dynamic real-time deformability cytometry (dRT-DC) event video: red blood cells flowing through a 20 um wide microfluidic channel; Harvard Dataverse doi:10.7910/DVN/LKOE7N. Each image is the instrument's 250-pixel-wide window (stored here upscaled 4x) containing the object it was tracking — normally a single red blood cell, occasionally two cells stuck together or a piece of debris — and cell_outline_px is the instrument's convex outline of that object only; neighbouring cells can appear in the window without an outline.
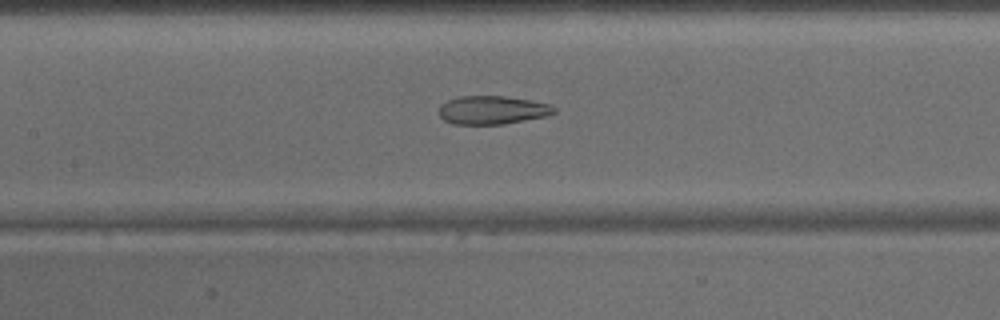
{"species": "common noctule bat (a hibernating species)", "species_latin": "Nyctalus noctula", "temperature_condition": "warm", "stored_images_in_passage": 38, "camera_frame_rate_fps": 3000, "um_per_image_px": 0.085, "animal": {"sex": "male", "body_mass_g": 15.6}, "frame": {"image": 1, "passage_image": 13, "time_ms": 4.0, "image_size_px": [1000, 320], "cell_outline_px": [[556, 112], [544, 116], [504, 124], [452, 124], [444, 120], [440, 116], [440, 104], [448, 100], [460, 96], [504, 96], [528, 100], [548, 104], [556, 108]], "centroid_in_image_um": [41.81, 9.35], "position_along_channel_um": 165.6, "area_um2": 18.84}}
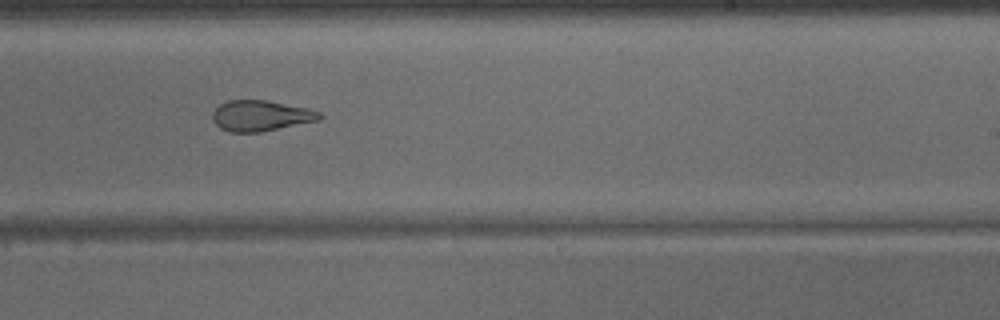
{"frame": {"image": 2, "passage_image": 20, "time_ms": 6.333, "image_size_px": [1000, 320], "cell_outline_px": [[324, 116], [320, 120], [260, 132], [228, 132], [220, 128], [212, 120], [212, 112], [220, 104], [228, 100], [268, 100], [308, 108], [320, 112]], "centroid_in_image_um": [22.17, 9.83], "position_along_channel_um": 266.8, "area_um2": 19.31}}
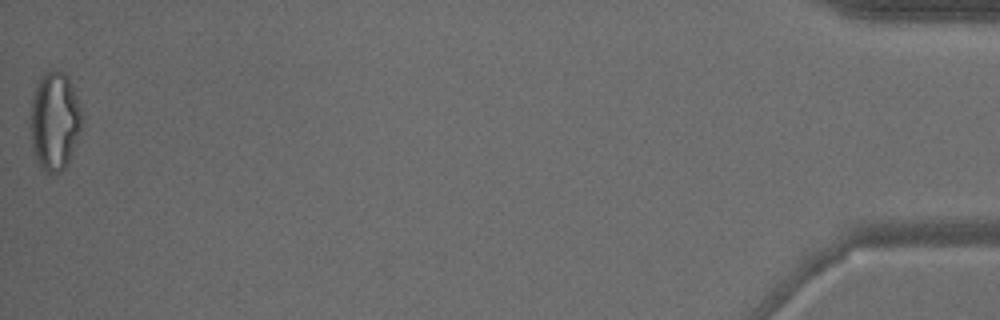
{"frame": {"image": 3, "passage_image": 38, "time_ms": 12.333, "image_size_px": [1000, 320], "cell_outline_px": [[84, 120], [80, 132], [68, 160], [64, 168], [60, 172], [52, 176], [44, 172], [36, 164], [32, 152], [32, 96], [36, 84], [40, 76], [48, 68], [60, 68], [68, 76], [72, 84]], "centroid_in_image_um": [4.64, 10.27], "position_along_channel_um": 430.6, "area_um2": 30.06}}